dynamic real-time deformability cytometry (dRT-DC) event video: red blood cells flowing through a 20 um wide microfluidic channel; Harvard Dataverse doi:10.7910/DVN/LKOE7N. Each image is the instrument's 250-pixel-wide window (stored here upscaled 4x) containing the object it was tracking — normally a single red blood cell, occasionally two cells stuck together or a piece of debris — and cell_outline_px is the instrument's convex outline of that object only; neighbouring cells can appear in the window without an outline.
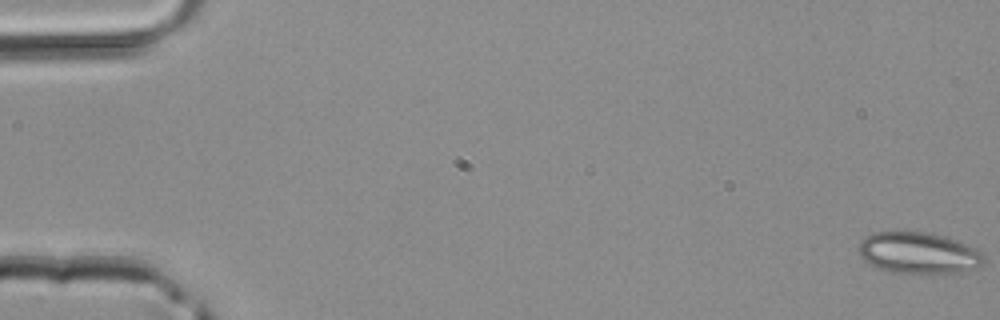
{"species": "common noctule bat (a hibernating species)", "species_latin": "Nyctalus noctula", "temperature_condition": "room temperature", "stored_images_in_passage": 2, "camera_frame_rate_fps": 3000, "um_per_image_px": 0.085, "animal": {"sex": "male", "body_mass_g": 20.4}, "frame": {"image": 1, "passage_image": 1, "time_ms": 0.0, "image_size_px": [1000, 320], "cell_outline_px": [[984, 260], [976, 268], [960, 272], [892, 272], [880, 268], [864, 260], [860, 256], [860, 240], [864, 236], [872, 232], [928, 232], [956, 240], [976, 248], [984, 256]], "centroid_in_image_um": [78.06, 21.48], "position_along_channel_um": 6.9, "area_um2": 29.65}}